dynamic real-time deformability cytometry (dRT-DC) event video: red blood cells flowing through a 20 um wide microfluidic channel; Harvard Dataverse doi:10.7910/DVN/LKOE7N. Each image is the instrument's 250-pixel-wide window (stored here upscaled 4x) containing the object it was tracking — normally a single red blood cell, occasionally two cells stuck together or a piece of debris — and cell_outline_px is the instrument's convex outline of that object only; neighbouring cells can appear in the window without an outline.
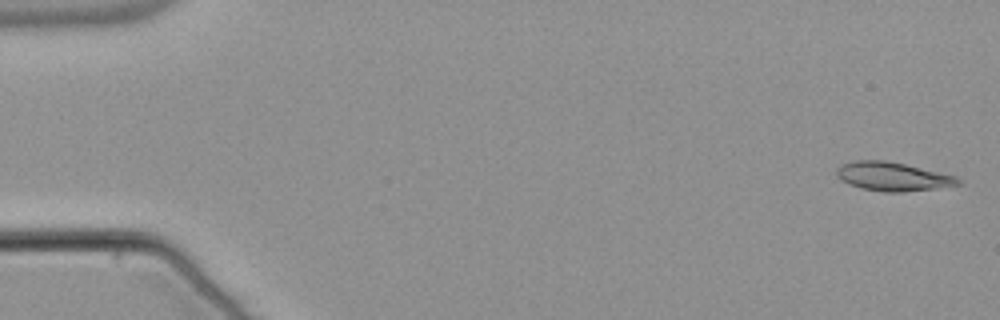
{"species": "common noctule bat (a hibernating species)", "species_latin": "Nyctalus noctula", "temperature_condition": "warm", "stored_images_in_passage": 55, "camera_frame_rate_fps": 3000, "um_per_image_px": 0.085, "animal": {"sex": "male", "body_mass_g": 21.5, "forearm_length_mm": 52.0}, "frame": {"image": 1, "passage_image": 2, "time_ms": 0.333, "image_size_px": [1000, 320], "cell_outline_px": [[964, 184], [900, 192], [884, 192], [860, 188], [848, 184], [840, 180], [836, 176], [836, 168], [840, 164], [856, 160], [884, 160], [904, 164], [956, 176]], "centroid_in_image_um": [75.81, 15.0], "position_along_channel_um": 9.2, "area_um2": 20.29}}
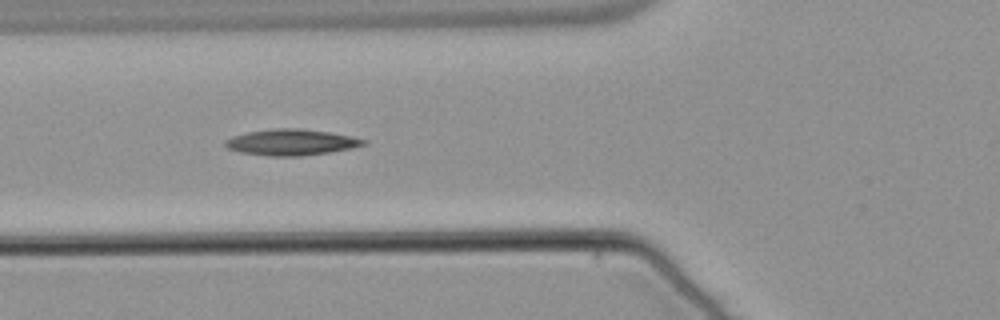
{"frame": {"image": 2, "passage_image": 21, "time_ms": 6.667, "image_size_px": [1000, 320], "cell_outline_px": [[368, 144], [352, 148], [328, 152], [300, 156], [268, 156], [240, 152], [228, 148], [224, 144], [224, 140], [232, 136], [248, 132], [272, 128], [300, 128], [328, 132], [352, 136], [368, 140]], "centroid_in_image_um": [24.77, 12.09], "position_along_channel_um": 101.0, "area_um2": 21.1}}
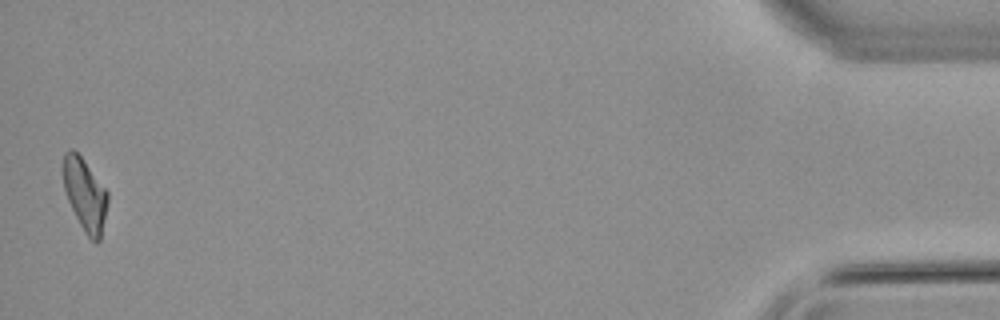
{"frame": {"image": 3, "passage_image": 54, "time_ms": 17.667, "image_size_px": [1000, 320], "cell_outline_px": [[108, 200], [100, 240], [96, 244], [84, 232], [68, 200], [64, 188], [64, 152], [72, 148], [84, 160], [108, 192]], "centroid_in_image_um": [7.23, 16.55], "position_along_channel_um": 428.0, "area_um2": 18.38}, "authors_computed_cell_mechanics": {"area_um2": 19.5942, "velocity_mm_per_s": 3.8114, "shape_relaxation_time_tau1_ms": null, "shape_relaxation_time_tau2_ms": 5.8652, "deformation_change_tau1": null, "deformation_change_tau2": 0.1627}}